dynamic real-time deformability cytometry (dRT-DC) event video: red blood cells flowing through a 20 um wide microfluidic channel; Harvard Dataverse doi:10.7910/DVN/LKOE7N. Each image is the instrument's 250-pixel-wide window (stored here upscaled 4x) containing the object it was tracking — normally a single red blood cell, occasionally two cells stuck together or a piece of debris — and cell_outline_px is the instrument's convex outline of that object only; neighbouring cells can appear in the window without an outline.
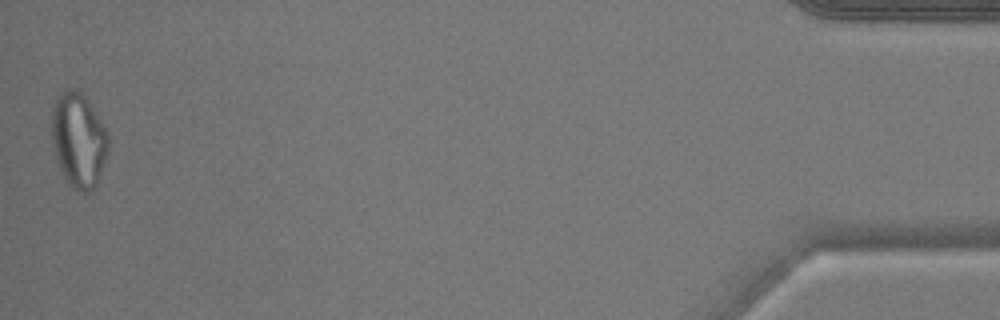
{"species": "common noctule bat (a hibernating species)", "species_latin": "Nyctalus noctula", "temperature_condition": "warm", "stored_images_in_passage": 50, "camera_frame_rate_fps": 3000, "um_per_image_px": 0.085, "animal": {"sex": "male", "body_mass_g": 17.9}, "frame": {"image": 1, "passage_image": 50, "time_ms": 16.333, "image_size_px": [1000, 320], "cell_outline_px": [[108, 152], [96, 184], [88, 192], [76, 192], [64, 180], [52, 144], [52, 108], [56, 96], [68, 88], [72, 88], [80, 92], [88, 100], [108, 132]], "centroid_in_image_um": [6.66, 11.91], "position_along_channel_um": 428.5, "area_um2": 31.27}}